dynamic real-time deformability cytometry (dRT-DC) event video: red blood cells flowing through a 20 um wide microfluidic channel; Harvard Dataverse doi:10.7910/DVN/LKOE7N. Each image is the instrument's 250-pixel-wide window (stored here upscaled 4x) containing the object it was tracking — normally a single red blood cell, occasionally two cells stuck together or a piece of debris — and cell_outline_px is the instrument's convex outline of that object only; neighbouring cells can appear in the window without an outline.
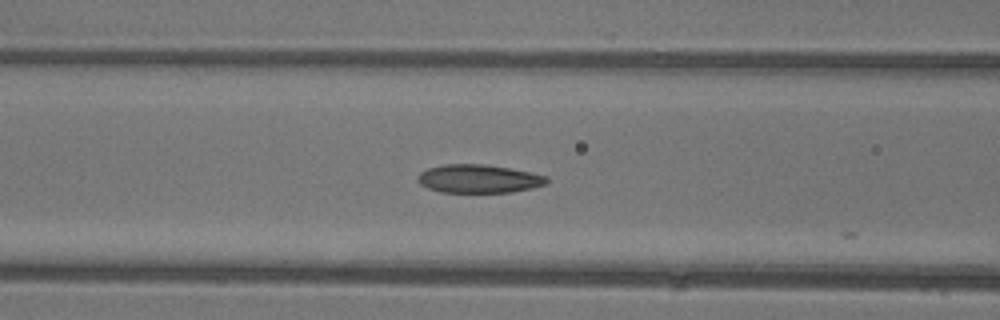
{"species": "common noctule bat (a hibernating species)", "species_latin": "Nyctalus noctula", "temperature_condition": "warm", "stored_images_in_passage": 15, "camera_frame_rate_fps": 3000, "um_per_image_px": 0.085, "animal": {"sex": "female"}, "frame": {"image": 1, "passage_image": 12, "time_ms": 3.667, "image_size_px": [1000, 320], "cell_outline_px": [[548, 184], [532, 188], [512, 192], [440, 192], [428, 188], [420, 184], [416, 180], [416, 176], [420, 172], [428, 168], [444, 164], [484, 164], [508, 168], [548, 176]], "centroid_in_image_um": [40.67, 15.19], "position_along_channel_um": 125.9, "area_um2": 21.39}}